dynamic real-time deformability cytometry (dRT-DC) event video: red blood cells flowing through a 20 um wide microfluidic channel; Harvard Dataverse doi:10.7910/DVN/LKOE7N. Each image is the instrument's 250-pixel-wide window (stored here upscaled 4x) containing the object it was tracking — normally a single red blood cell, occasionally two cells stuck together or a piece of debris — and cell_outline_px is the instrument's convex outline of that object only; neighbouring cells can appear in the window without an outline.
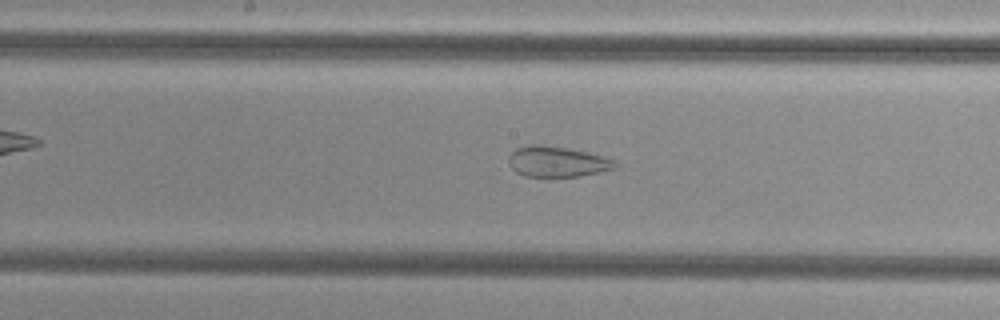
{"species": "common noctule bat (a hibernating species)", "species_latin": "Nyctalus noctula", "temperature_condition": "cold", "stored_images_in_passage": 48, "camera_frame_rate_fps": 3000, "um_per_image_px": 0.085, "animal": {"sex": "female", "body_mass_g": 29.2, "forearm_length_mm": 56.3}, "frame": {"image": 1, "passage_image": 28, "time_ms": 9.0, "image_size_px": [1000, 320], "cell_outline_px": [[616, 168], [600, 172], [580, 176], [524, 176], [516, 172], [508, 164], [508, 156], [516, 148], [528, 144], [540, 144], [568, 148], [588, 152], [604, 156], [616, 160]], "centroid_in_image_um": [47.35, 13.73], "position_along_channel_um": 200.8, "area_um2": 19.13}}
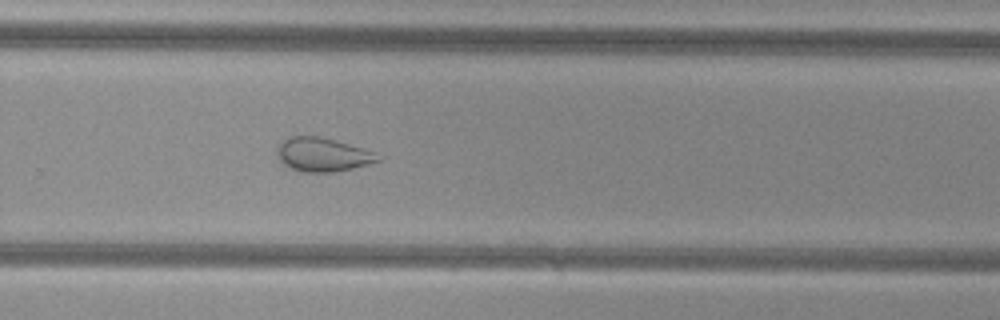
{"frame": {"image": 2, "passage_image": 36, "time_ms": 11.667, "image_size_px": [1000, 320], "cell_outline_px": [[380, 160], [368, 164], [352, 168], [332, 172], [304, 172], [292, 168], [284, 164], [280, 160], [276, 152], [276, 148], [284, 140], [292, 136], [320, 136], [364, 148], [372, 152]], "centroid_in_image_um": [27.38, 13.13], "position_along_channel_um": 302.4, "area_um2": 19.48}}
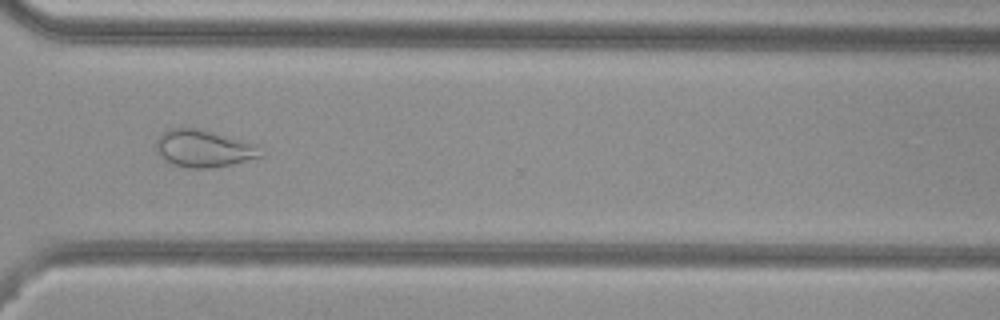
{"frame": {"image": 3, "passage_image": 40, "time_ms": 13.0, "image_size_px": [1000, 320], "cell_outline_px": [[264, 156], [232, 164], [208, 168], [188, 168], [172, 164], [160, 156], [156, 148], [156, 140], [160, 132], [168, 128], [196, 128], [224, 136], [248, 144]], "centroid_in_image_um": [17.15, 12.64], "position_along_channel_um": 353.4, "area_um2": 21.85}}